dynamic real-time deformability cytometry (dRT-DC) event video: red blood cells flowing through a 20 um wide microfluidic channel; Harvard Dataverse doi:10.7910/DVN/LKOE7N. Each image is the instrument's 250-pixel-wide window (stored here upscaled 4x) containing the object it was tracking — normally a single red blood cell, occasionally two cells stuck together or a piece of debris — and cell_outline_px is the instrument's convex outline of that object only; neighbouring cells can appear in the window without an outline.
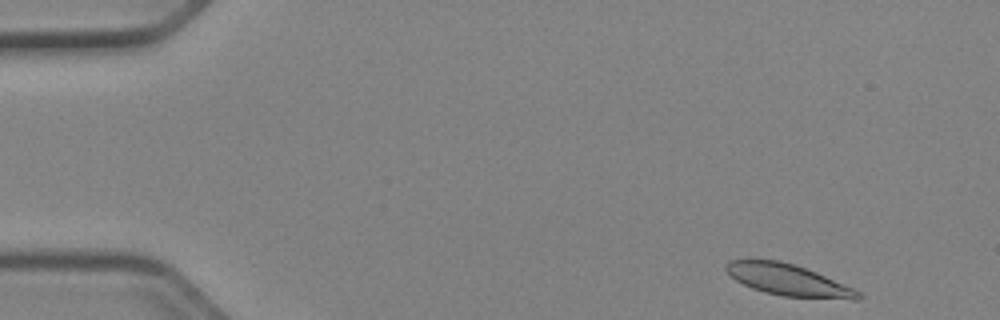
{"species": "Egyptian fruit bat (a non-hibernating species)", "species_latin": "Rousettus aegyptiacus", "temperature_condition": "cold", "stored_images_in_passage": 48, "camera_frame_rate_fps": 3000, "um_per_image_px": 0.085, "animal": {"sex": "female"}, "frame": {"image": 1, "passage_image": 1, "time_ms": 0.0, "image_size_px": [1000, 320], "cell_outline_px": [[864, 296], [860, 300], [852, 300], [780, 296], [764, 292], [752, 288], [736, 280], [724, 268], [724, 264], [728, 260], [776, 260], [792, 264], [816, 272], [852, 288], [860, 292]], "centroid_in_image_um": [67.02, 23.82], "position_along_channel_um": 18.0, "area_um2": 24.1}}
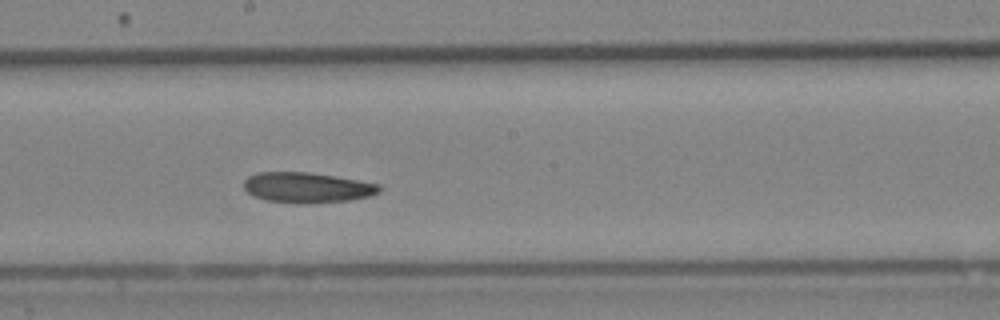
{"frame": {"image": 2, "passage_image": 25, "time_ms": 8.0, "image_size_px": [1000, 320], "cell_outline_px": [[380, 192], [368, 196], [348, 200], [264, 200], [252, 196], [244, 188], [244, 180], [248, 176], [256, 172], [308, 172], [380, 184]], "centroid_in_image_um": [26.05, 15.88], "position_along_channel_um": 222.2, "area_um2": 22.66}}
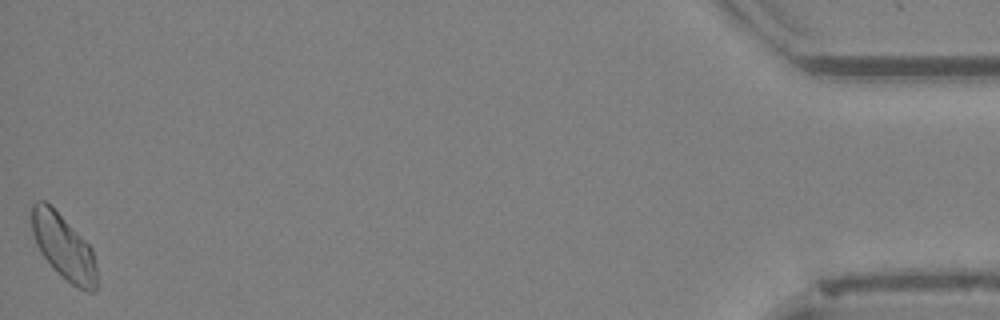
{"frame": {"image": 3, "passage_image": 48, "time_ms": 15.667, "image_size_px": [1000, 320], "cell_outline_px": [[96, 288], [92, 292], [88, 292], [72, 284], [56, 272], [52, 268], [40, 252], [36, 244], [32, 232], [32, 204], [36, 200], [44, 200], [92, 248], [96, 264]], "centroid_in_image_um": [5.39, 21.02], "position_along_channel_um": 429.8, "area_um2": 24.16}, "authors_computed_cell_mechanics": {"area_um2": 24.2182, "velocity_mm_per_s": 3.9055, "shape_relaxation_time_tau1_ms": 7.1799, "shape_relaxation_time_tau2_ms": 10.1938, "deformation_change_tau1": 0.1155, "deformation_change_tau2": 0.1566}}